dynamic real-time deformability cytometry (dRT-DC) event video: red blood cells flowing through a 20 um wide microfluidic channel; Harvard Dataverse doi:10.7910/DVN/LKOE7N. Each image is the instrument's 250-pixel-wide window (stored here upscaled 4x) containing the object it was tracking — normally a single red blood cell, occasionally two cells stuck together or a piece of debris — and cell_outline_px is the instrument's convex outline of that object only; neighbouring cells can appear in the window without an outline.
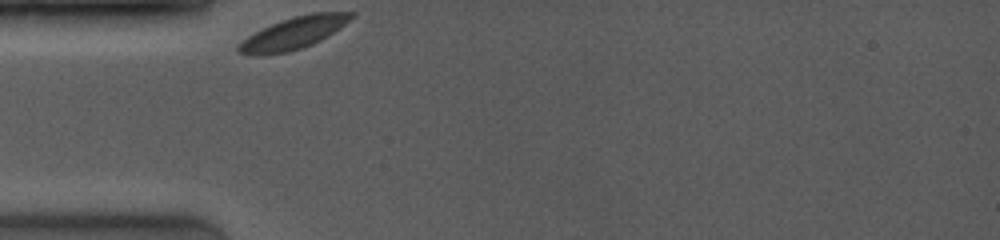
{"species": "common noctule bat (a hibernating species)", "species_latin": "Nyctalus noctula", "temperature_condition": "room temperature", "stored_images_in_passage": 12, "camera_frame_rate_fps": 4000, "um_per_image_px": 0.085, "animal": {"sex": "female", "body_mass_g": 19.0, "forearm_length_mm": 53.3}, "frame": {"image": 1, "passage_image": 1, "time_ms": 0.0, "image_size_px": [1000, 240], "cell_outline_px": [[356, 16], [340, 28], [320, 40], [312, 44], [288, 52], [236, 52], [236, 48], [248, 36], [280, 20], [292, 16], [312, 12], [356, 12]], "centroid_in_image_um": [25.09, 2.73], "position_along_channel_um": 59.9, "area_um2": 20.23}}